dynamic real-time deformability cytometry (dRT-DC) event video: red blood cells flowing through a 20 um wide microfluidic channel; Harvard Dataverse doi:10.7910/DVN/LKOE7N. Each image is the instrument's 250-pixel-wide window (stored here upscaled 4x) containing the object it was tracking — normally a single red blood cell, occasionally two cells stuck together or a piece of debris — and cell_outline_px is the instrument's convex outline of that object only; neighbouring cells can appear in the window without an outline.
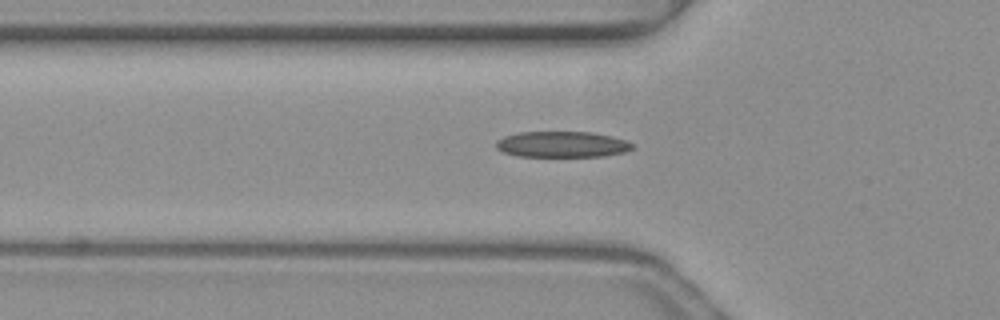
{"species": "common noctule bat (a hibernating species)", "species_latin": "Nyctalus noctula", "temperature_condition": "warm", "stored_images_in_passage": 45, "camera_frame_rate_fps": 3000, "um_per_image_px": 0.085, "animal": {"sex": "female", "body_mass_g": 19.3, "forearm_length_mm": 54.1}, "frame": {"image": 1, "passage_image": 16, "time_ms": 5.0, "image_size_px": [1000, 320], "cell_outline_px": [[632, 148], [624, 152], [604, 156], [516, 156], [504, 152], [496, 148], [496, 140], [504, 136], [520, 132], [592, 132], [612, 136], [624, 140], [632, 144]], "centroid_in_image_um": [47.74, 12.27], "position_along_channel_um": 78.1, "area_um2": 20.46}}
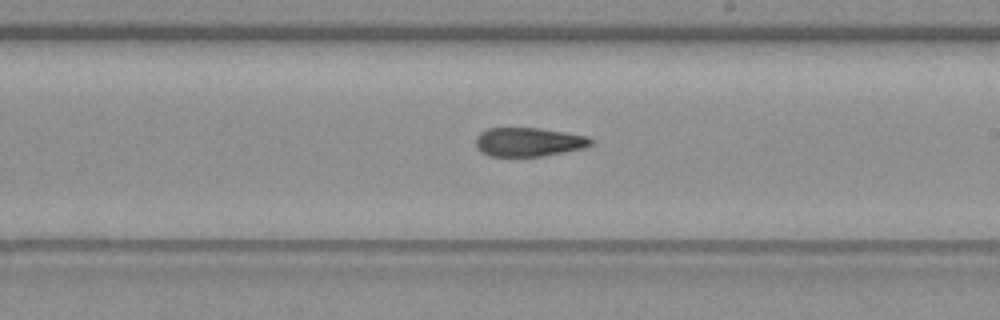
{"frame": {"image": 2, "passage_image": 28, "time_ms": 9.0, "image_size_px": [1000, 320], "cell_outline_px": [[592, 144], [584, 148], [544, 156], [492, 156], [480, 152], [476, 144], [476, 136], [480, 132], [488, 128], [536, 128], [564, 132], [588, 136], [592, 140]], "centroid_in_image_um": [44.92, 12.07], "position_along_channel_um": 244.1, "area_um2": 19.31}}
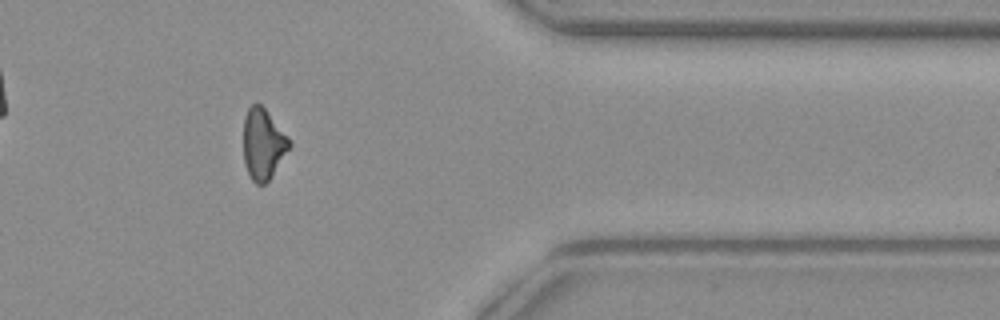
{"frame": {"image": 3, "passage_image": 40, "time_ms": 13.0, "image_size_px": [1000, 320], "cell_outline_px": [[292, 144], [272, 176], [264, 184], [256, 184], [252, 180], [244, 164], [244, 116], [248, 108], [256, 100], [264, 108], [292, 140]], "centroid_in_image_um": [22.37, 12.22], "position_along_channel_um": 389.0, "area_um2": 19.02}, "authors_computed_cell_mechanics": {"area_um2": 19.7098, "velocity_mm_per_s": 4.1384, "shape_relaxation_time_tau1_ms": null, "shape_relaxation_time_tau2_ms": 5.8832, "deformation_change_tau1": null, "deformation_change_tau2": 0.1665}}